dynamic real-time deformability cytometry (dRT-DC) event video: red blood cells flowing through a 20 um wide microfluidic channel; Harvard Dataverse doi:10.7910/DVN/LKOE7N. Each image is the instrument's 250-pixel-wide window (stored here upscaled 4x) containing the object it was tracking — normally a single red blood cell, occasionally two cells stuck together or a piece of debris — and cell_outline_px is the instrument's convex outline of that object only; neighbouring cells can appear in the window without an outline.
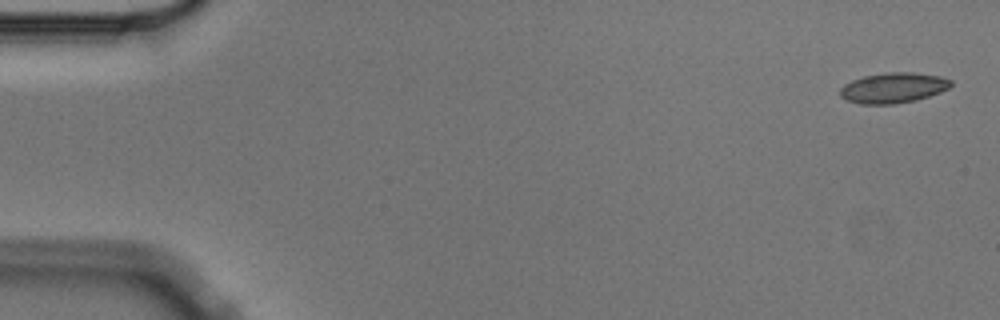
{"species": "Egyptian fruit bat (a non-hibernating species)", "species_latin": "Rousettus aegyptiacus", "temperature_condition": "cold", "stored_images_in_passage": 5, "camera_frame_rate_fps": 3000, "um_per_image_px": 0.085, "animal": {"sex": "male"}, "frame": {"image": 1, "passage_image": 1, "time_ms": 0.0, "image_size_px": [1000, 320], "cell_outline_px": [[952, 84], [948, 88], [940, 92], [916, 100], [892, 104], [860, 104], [848, 100], [840, 96], [840, 88], [844, 84], [852, 80], [864, 76], [888, 72], [912, 72], [940, 76], [952, 80]], "centroid_in_image_um": [75.92, 7.46], "position_along_channel_um": 9.1, "area_um2": 19.54}}